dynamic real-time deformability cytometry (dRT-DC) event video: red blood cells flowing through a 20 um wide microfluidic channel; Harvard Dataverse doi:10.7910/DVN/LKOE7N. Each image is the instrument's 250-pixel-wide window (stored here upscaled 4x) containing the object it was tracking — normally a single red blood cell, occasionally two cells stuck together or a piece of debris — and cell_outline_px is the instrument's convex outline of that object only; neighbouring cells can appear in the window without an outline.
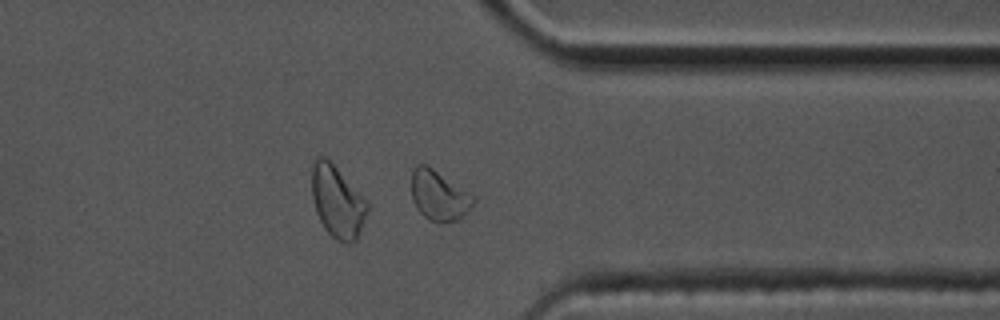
{"species": "common noctule bat (a hibernating species)", "species_latin": "Nyctalus noctula", "temperature_condition": "cold", "stored_images_in_passage": 58, "segment_of_instrument_passage": [2, 2], "camera_frame_rate_fps": 3000, "um_per_image_px": 0.085, "animal": {"sex": "male", "body_mass_g": 17.5, "forearm_length_mm": 52.3}, "frame": {"image": 1, "passage_image": 46, "time_ms": 15.0, "image_size_px": [1000, 320], "cell_outline_px": [[476, 200], [468, 212], [460, 220], [444, 224], [436, 224], [428, 220], [416, 208], [412, 200], [412, 168], [416, 164], [428, 164], [476, 196]], "centroid_in_image_um": [37.34, 16.64], "position_along_channel_um": 374.1, "area_um2": 18.84}}